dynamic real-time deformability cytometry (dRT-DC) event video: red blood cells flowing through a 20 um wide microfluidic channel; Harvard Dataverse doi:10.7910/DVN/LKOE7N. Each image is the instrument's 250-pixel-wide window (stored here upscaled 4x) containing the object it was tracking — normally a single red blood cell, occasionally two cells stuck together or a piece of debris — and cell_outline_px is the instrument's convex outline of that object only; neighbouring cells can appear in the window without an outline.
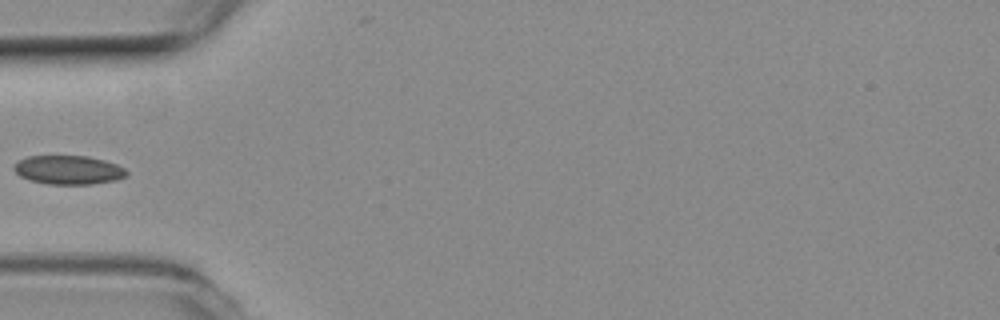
{"species": "common noctule bat (a hibernating species)", "species_latin": "Nyctalus noctula", "temperature_condition": "room temperature", "stored_images_in_passage": 5, "camera_frame_rate_fps": 3000, "um_per_image_px": 0.085, "animal": {"sex": "female", "body_mass_g": 19.3, "forearm_length_mm": 54.1}, "frame": {"image": 1, "passage_image": 5, "time_ms": 1.333, "image_size_px": [1000, 320], "cell_outline_px": [[128, 176], [116, 180], [92, 184], [48, 184], [28, 180], [20, 176], [12, 168], [12, 164], [28, 156], [88, 156], [104, 160], [116, 164], [124, 168], [128, 172]], "centroid_in_image_um": [5.81, 14.45], "position_along_channel_um": 79.2, "area_um2": 19.07}}